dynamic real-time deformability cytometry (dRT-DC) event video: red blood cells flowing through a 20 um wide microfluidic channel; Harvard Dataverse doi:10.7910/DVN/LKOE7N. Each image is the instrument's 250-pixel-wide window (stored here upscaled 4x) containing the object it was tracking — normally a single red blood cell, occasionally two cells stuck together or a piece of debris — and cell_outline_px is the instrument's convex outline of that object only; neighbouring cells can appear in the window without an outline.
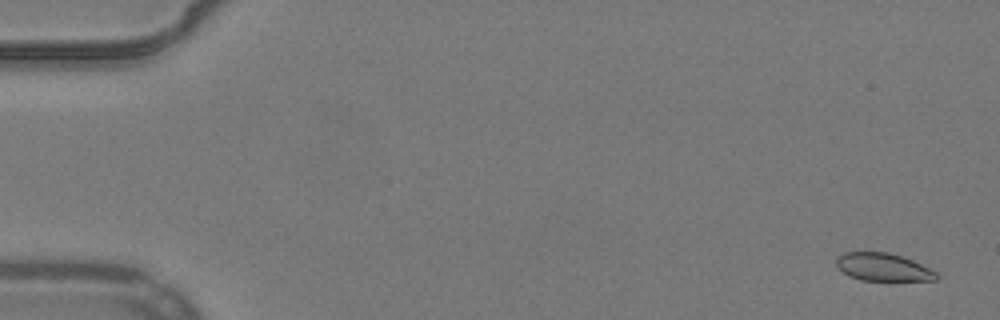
{"species": "common noctule bat (a hibernating species)", "species_latin": "Nyctalus noctula", "temperature_condition": "warm", "stored_images_in_passage": 21, "camera_frame_rate_fps": 3000, "um_per_image_px": 0.085, "animal": {"sex": "male", "body_mass_g": 19.2, "forearm_length_mm": 51.8}, "frame": {"image": 1, "passage_image": 3, "time_ms": 0.667, "image_size_px": [1000, 320], "cell_outline_px": [[940, 276], [936, 280], [860, 280], [848, 276], [836, 264], [836, 256], [844, 252], [888, 252], [912, 260], [936, 272]], "centroid_in_image_um": [75.03, 22.7], "position_along_channel_um": 10.0, "area_um2": 16.07}}
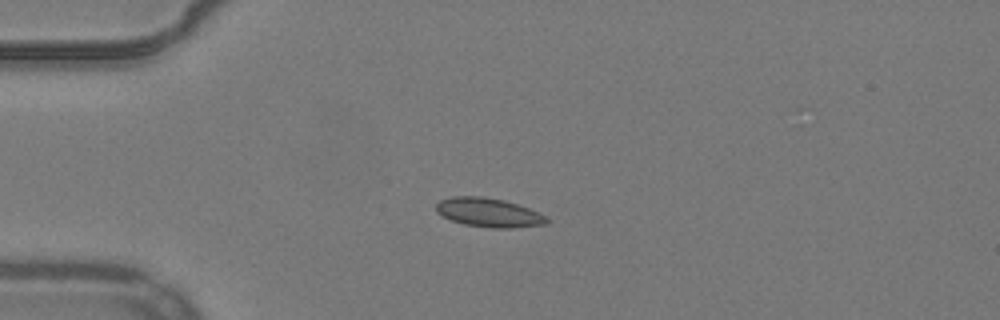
{"frame": {"image": 2, "passage_image": 15, "time_ms": 4.667, "image_size_px": [1000, 320], "cell_outline_px": [[548, 224], [512, 228], [492, 228], [464, 224], [452, 220], [436, 212], [436, 204], [440, 200], [452, 196], [484, 196], [504, 200], [528, 208], [544, 216], [548, 220]], "centroid_in_image_um": [41.52, 18.06], "position_along_channel_um": 43.5, "area_um2": 18.55}}
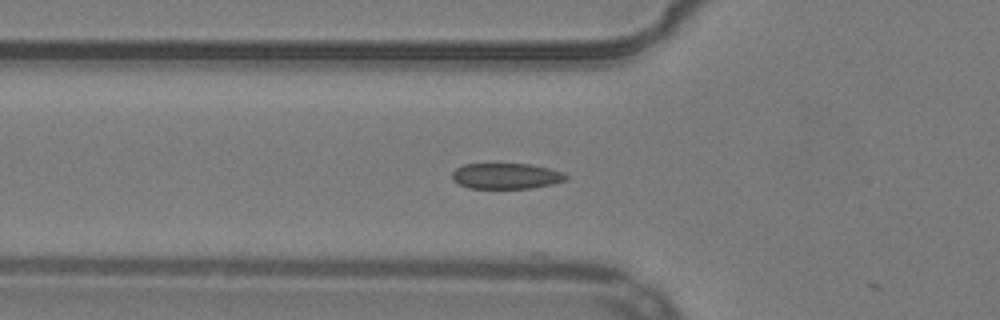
{"frame": {"image": 3, "passage_image": 20, "time_ms": 6.333, "image_size_px": [1000, 320], "cell_outline_px": [[568, 180], [552, 184], [532, 188], [468, 188], [452, 180], [452, 172], [456, 168], [464, 164], [528, 164], [548, 168], [564, 172], [568, 176]], "centroid_in_image_um": [43.04, 14.96], "position_along_channel_um": 82.8, "area_um2": 17.11}}